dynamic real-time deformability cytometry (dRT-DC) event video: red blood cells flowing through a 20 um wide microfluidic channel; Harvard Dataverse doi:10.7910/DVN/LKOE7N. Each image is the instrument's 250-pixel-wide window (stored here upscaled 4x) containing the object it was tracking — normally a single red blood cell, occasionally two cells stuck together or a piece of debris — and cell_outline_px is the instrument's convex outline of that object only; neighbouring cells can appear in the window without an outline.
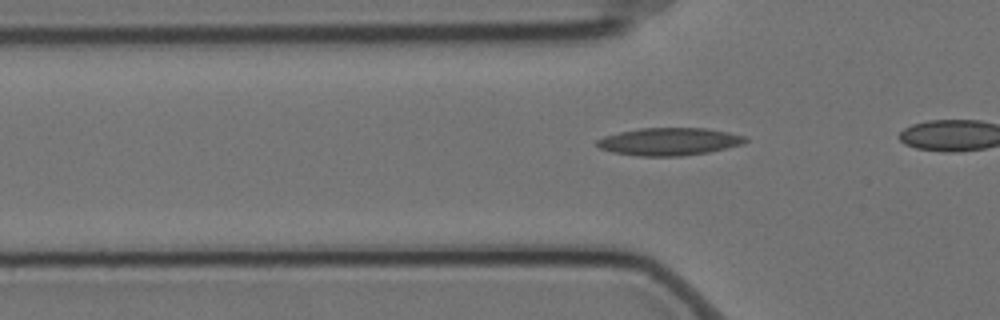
{"species": "Egyptian fruit bat (a non-hibernating species)", "species_latin": "Rousettus aegyptiacus", "temperature_condition": "cold", "stored_images_in_passage": 38, "camera_frame_rate_fps": 3000, "um_per_image_px": 0.085, "animal": {"sex": "female"}, "frame": {"image": 1, "passage_image": 11, "time_ms": 3.333, "image_size_px": [1000, 320], "cell_outline_px": [[748, 140], [744, 144], [708, 152], [680, 156], [640, 156], [612, 152], [600, 148], [596, 144], [596, 140], [604, 136], [620, 132], [640, 128], [704, 128], [728, 132], [744, 136]], "centroid_in_image_um": [56.87, 12.03], "position_along_channel_um": 68.9, "area_um2": 23.76}}
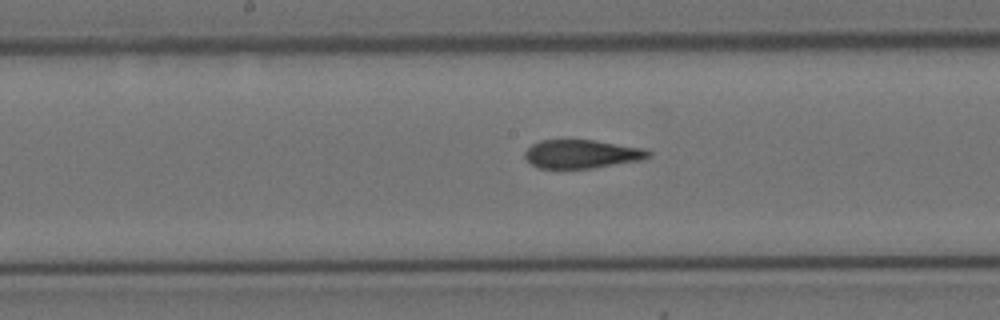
{"frame": {"image": 2, "passage_image": 22, "time_ms": 7.0, "image_size_px": [1000, 320], "cell_outline_px": [[652, 156], [644, 160], [592, 168], [536, 168], [524, 156], [524, 152], [532, 144], [540, 140], [592, 140], [644, 148], [652, 152]], "centroid_in_image_um": [49.48, 13.09], "position_along_channel_um": 198.7, "area_um2": 20.63}}
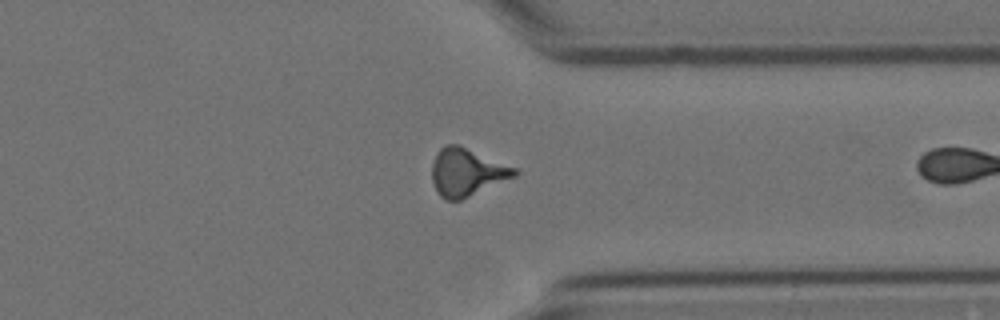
{"frame": {"image": 3, "passage_image": 37, "time_ms": 12.0, "image_size_px": [1000, 320], "cell_outline_px": [[520, 172], [516, 176], [460, 200], [448, 200], [440, 196], [436, 192], [432, 180], [432, 164], [436, 152], [444, 144], [460, 144], [520, 168]], "centroid_in_image_um": [39.71, 14.6], "position_along_channel_um": 371.7, "area_um2": 23.47}}